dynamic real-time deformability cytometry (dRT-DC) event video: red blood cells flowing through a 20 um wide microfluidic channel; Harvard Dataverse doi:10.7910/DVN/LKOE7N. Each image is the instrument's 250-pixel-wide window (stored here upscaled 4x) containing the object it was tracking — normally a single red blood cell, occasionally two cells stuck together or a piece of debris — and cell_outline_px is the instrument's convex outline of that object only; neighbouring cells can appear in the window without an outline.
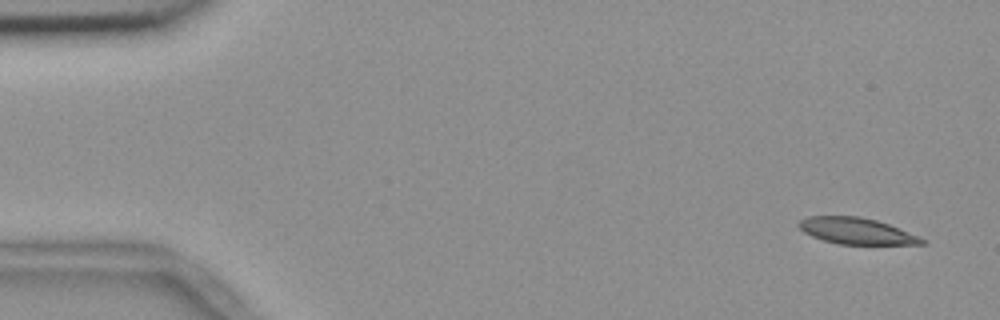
{"species": "common noctule bat (a hibernating species)", "species_latin": "Nyctalus noctula", "temperature_condition": "room temperature", "stored_images_in_passage": 4, "camera_frame_rate_fps": 3000, "um_per_image_px": 0.085, "animal": {"sex": "female", "body_mass_g": 18.4}, "frame": {"image": 1, "passage_image": 1, "time_ms": 0.0, "image_size_px": [1000, 320], "cell_outline_px": [[928, 240], [924, 244], [836, 244], [812, 236], [804, 232], [796, 224], [800, 220], [808, 216], [860, 216], [876, 220], [888, 224], [920, 236]], "centroid_in_image_um": [72.81, 19.63], "position_along_channel_um": 12.2, "area_um2": 18.9}}
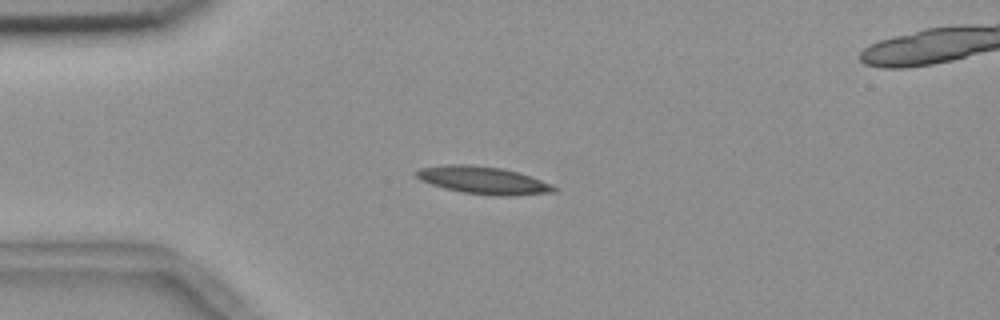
{"frame": {"image": 2, "passage_image": 4, "time_ms": 1.0, "image_size_px": [1000, 320], "cell_outline_px": [[556, 192], [512, 196], [496, 196], [464, 192], [444, 188], [420, 180], [412, 172], [420, 168], [444, 164], [468, 164], [504, 168], [552, 184], [556, 188]], "centroid_in_image_um": [41.04, 15.31], "position_along_channel_um": 44.0, "area_um2": 22.08}}